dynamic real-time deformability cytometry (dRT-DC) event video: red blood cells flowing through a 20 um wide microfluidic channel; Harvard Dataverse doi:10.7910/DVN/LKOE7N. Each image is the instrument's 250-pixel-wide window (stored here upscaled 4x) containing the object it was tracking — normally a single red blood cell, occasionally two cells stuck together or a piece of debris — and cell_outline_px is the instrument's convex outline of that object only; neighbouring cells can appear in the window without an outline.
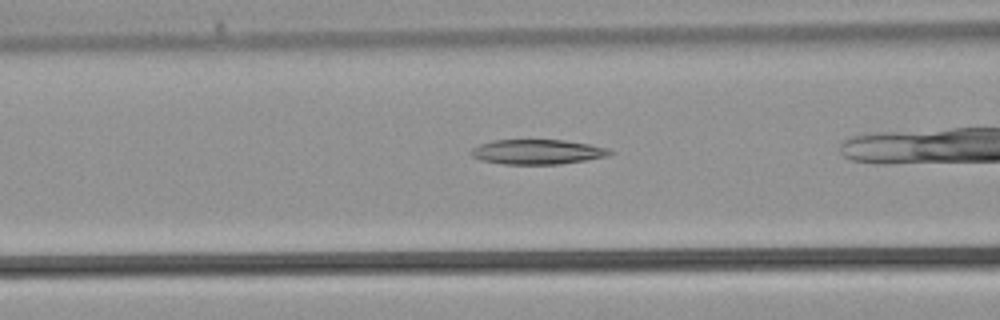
{"species": "common noctule bat (a hibernating species)", "species_latin": "Nyctalus noctula", "temperature_condition": "warm", "stored_images_in_passage": 19, "camera_frame_rate_fps": 3000, "um_per_image_px": 0.085, "animal": {"sex": "male", "body_mass_g": 21.5, "forearm_length_mm": 52.0}, "frame": {"image": 1, "passage_image": 4, "time_ms": 1.0, "image_size_px": [1000, 320], "cell_outline_px": [[616, 152], [608, 156], [588, 160], [560, 164], [504, 164], [480, 160], [472, 156], [472, 148], [480, 144], [492, 140], [564, 140], [588, 144], [608, 148]], "centroid_in_image_um": [45.72, 12.91], "position_along_channel_um": 120.9, "area_um2": 20.11}}
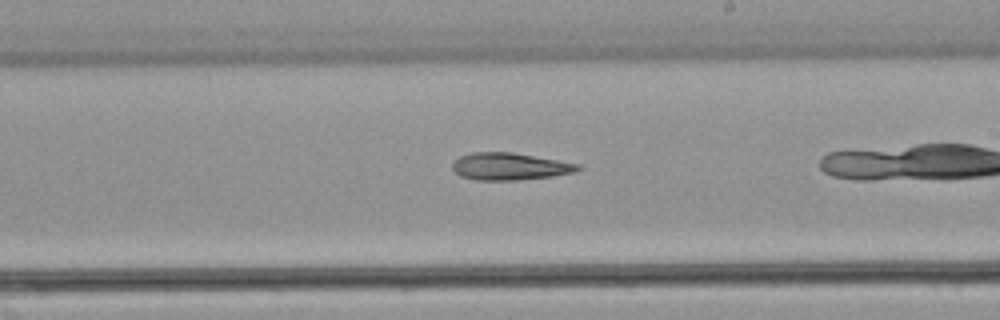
{"frame": {"image": 2, "passage_image": 11, "time_ms": 3.333, "image_size_px": [1000, 320], "cell_outline_px": [[584, 168], [572, 172], [552, 176], [516, 180], [476, 180], [460, 176], [452, 168], [452, 164], [460, 156], [472, 152], [512, 152], [580, 164]], "centroid_in_image_um": [43.32, 14.14], "position_along_channel_um": 245.7, "area_um2": 19.77}}